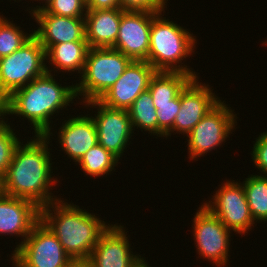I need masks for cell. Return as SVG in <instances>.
Here are the masks:
<instances>
[{
	"label": "cell",
	"mask_w": 267,
	"mask_h": 267,
	"mask_svg": "<svg viewBox=\"0 0 267 267\" xmlns=\"http://www.w3.org/2000/svg\"><path fill=\"white\" fill-rule=\"evenodd\" d=\"M35 137L25 145L20 142L16 147L8 170L0 179V192L29 200L41 209L59 199L48 192L56 183L51 179L49 139L45 135Z\"/></svg>",
	"instance_id": "6da1fadb"
},
{
	"label": "cell",
	"mask_w": 267,
	"mask_h": 267,
	"mask_svg": "<svg viewBox=\"0 0 267 267\" xmlns=\"http://www.w3.org/2000/svg\"><path fill=\"white\" fill-rule=\"evenodd\" d=\"M46 73L29 82L26 86L12 92L5 102L2 114L21 115L33 124L35 135L50 138L51 115L75 99V86H59L53 78L52 70L46 67Z\"/></svg>",
	"instance_id": "7a4b0ae2"
},
{
	"label": "cell",
	"mask_w": 267,
	"mask_h": 267,
	"mask_svg": "<svg viewBox=\"0 0 267 267\" xmlns=\"http://www.w3.org/2000/svg\"><path fill=\"white\" fill-rule=\"evenodd\" d=\"M40 220L56 235L73 262L88 261L99 238L109 228L94 214L62 200L42 207Z\"/></svg>",
	"instance_id": "3957f363"
},
{
	"label": "cell",
	"mask_w": 267,
	"mask_h": 267,
	"mask_svg": "<svg viewBox=\"0 0 267 267\" xmlns=\"http://www.w3.org/2000/svg\"><path fill=\"white\" fill-rule=\"evenodd\" d=\"M160 15L161 12L152 20L148 62L157 71L184 72L198 79L195 72L186 65H177L189 54L194 53L196 40L193 34Z\"/></svg>",
	"instance_id": "277c9868"
},
{
	"label": "cell",
	"mask_w": 267,
	"mask_h": 267,
	"mask_svg": "<svg viewBox=\"0 0 267 267\" xmlns=\"http://www.w3.org/2000/svg\"><path fill=\"white\" fill-rule=\"evenodd\" d=\"M132 60L110 48H89L81 81L75 85L76 96L83 95L84 103L99 100L122 76ZM83 93V94H82Z\"/></svg>",
	"instance_id": "5b68a950"
},
{
	"label": "cell",
	"mask_w": 267,
	"mask_h": 267,
	"mask_svg": "<svg viewBox=\"0 0 267 267\" xmlns=\"http://www.w3.org/2000/svg\"><path fill=\"white\" fill-rule=\"evenodd\" d=\"M45 49L32 35L18 50L0 58V92L7 98L15 90L44 75Z\"/></svg>",
	"instance_id": "8992f818"
},
{
	"label": "cell",
	"mask_w": 267,
	"mask_h": 267,
	"mask_svg": "<svg viewBox=\"0 0 267 267\" xmlns=\"http://www.w3.org/2000/svg\"><path fill=\"white\" fill-rule=\"evenodd\" d=\"M17 246L11 259L14 267H70L73 263L56 235L41 220Z\"/></svg>",
	"instance_id": "52a82bcc"
},
{
	"label": "cell",
	"mask_w": 267,
	"mask_h": 267,
	"mask_svg": "<svg viewBox=\"0 0 267 267\" xmlns=\"http://www.w3.org/2000/svg\"><path fill=\"white\" fill-rule=\"evenodd\" d=\"M236 115L220 101L187 134L192 160L222 144L235 128Z\"/></svg>",
	"instance_id": "ba28073f"
},
{
	"label": "cell",
	"mask_w": 267,
	"mask_h": 267,
	"mask_svg": "<svg viewBox=\"0 0 267 267\" xmlns=\"http://www.w3.org/2000/svg\"><path fill=\"white\" fill-rule=\"evenodd\" d=\"M213 201L204 203L203 206L215 215L229 230H233L241 235V233H247L248 229H251L254 220L251 216L242 184L235 181H226L216 191Z\"/></svg>",
	"instance_id": "9c48e42d"
},
{
	"label": "cell",
	"mask_w": 267,
	"mask_h": 267,
	"mask_svg": "<svg viewBox=\"0 0 267 267\" xmlns=\"http://www.w3.org/2000/svg\"><path fill=\"white\" fill-rule=\"evenodd\" d=\"M199 209L193 219V236L200 257L224 267L229 256L230 230L205 206Z\"/></svg>",
	"instance_id": "30bf717a"
},
{
	"label": "cell",
	"mask_w": 267,
	"mask_h": 267,
	"mask_svg": "<svg viewBox=\"0 0 267 267\" xmlns=\"http://www.w3.org/2000/svg\"><path fill=\"white\" fill-rule=\"evenodd\" d=\"M159 13L145 11H124L119 32L112 47L134 61H147L150 47L152 20Z\"/></svg>",
	"instance_id": "8fae6325"
},
{
	"label": "cell",
	"mask_w": 267,
	"mask_h": 267,
	"mask_svg": "<svg viewBox=\"0 0 267 267\" xmlns=\"http://www.w3.org/2000/svg\"><path fill=\"white\" fill-rule=\"evenodd\" d=\"M85 105L99 108L92 117L97 129L98 144L120 159L131 138L133 127L128 110L105 106L99 100L87 101Z\"/></svg>",
	"instance_id": "7c38bea8"
},
{
	"label": "cell",
	"mask_w": 267,
	"mask_h": 267,
	"mask_svg": "<svg viewBox=\"0 0 267 267\" xmlns=\"http://www.w3.org/2000/svg\"><path fill=\"white\" fill-rule=\"evenodd\" d=\"M156 72L149 62L132 60L99 101L110 108L128 110L135 99L149 88L150 80Z\"/></svg>",
	"instance_id": "4fadbf2b"
},
{
	"label": "cell",
	"mask_w": 267,
	"mask_h": 267,
	"mask_svg": "<svg viewBox=\"0 0 267 267\" xmlns=\"http://www.w3.org/2000/svg\"><path fill=\"white\" fill-rule=\"evenodd\" d=\"M128 240L123 226L109 225L87 262L92 267H141L145 260L131 254Z\"/></svg>",
	"instance_id": "5bb4252c"
},
{
	"label": "cell",
	"mask_w": 267,
	"mask_h": 267,
	"mask_svg": "<svg viewBox=\"0 0 267 267\" xmlns=\"http://www.w3.org/2000/svg\"><path fill=\"white\" fill-rule=\"evenodd\" d=\"M197 81L193 78L180 92V110L166 137L174 131L188 134L221 101L215 97L209 85L205 86Z\"/></svg>",
	"instance_id": "9a60e30c"
},
{
	"label": "cell",
	"mask_w": 267,
	"mask_h": 267,
	"mask_svg": "<svg viewBox=\"0 0 267 267\" xmlns=\"http://www.w3.org/2000/svg\"><path fill=\"white\" fill-rule=\"evenodd\" d=\"M32 16L40 26L33 35L44 49L64 42L87 41L85 18L58 16L44 8L36 10Z\"/></svg>",
	"instance_id": "2e32d148"
},
{
	"label": "cell",
	"mask_w": 267,
	"mask_h": 267,
	"mask_svg": "<svg viewBox=\"0 0 267 267\" xmlns=\"http://www.w3.org/2000/svg\"><path fill=\"white\" fill-rule=\"evenodd\" d=\"M40 220V208L33 202L0 192V233L22 236L24 240Z\"/></svg>",
	"instance_id": "e0dca14e"
},
{
	"label": "cell",
	"mask_w": 267,
	"mask_h": 267,
	"mask_svg": "<svg viewBox=\"0 0 267 267\" xmlns=\"http://www.w3.org/2000/svg\"><path fill=\"white\" fill-rule=\"evenodd\" d=\"M60 129L59 143L66 154L76 163L98 143L97 129L92 116L70 118Z\"/></svg>",
	"instance_id": "ac0fdd59"
},
{
	"label": "cell",
	"mask_w": 267,
	"mask_h": 267,
	"mask_svg": "<svg viewBox=\"0 0 267 267\" xmlns=\"http://www.w3.org/2000/svg\"><path fill=\"white\" fill-rule=\"evenodd\" d=\"M123 12L121 8L87 10L84 18L89 47L110 48L115 45Z\"/></svg>",
	"instance_id": "d6986e66"
},
{
	"label": "cell",
	"mask_w": 267,
	"mask_h": 267,
	"mask_svg": "<svg viewBox=\"0 0 267 267\" xmlns=\"http://www.w3.org/2000/svg\"><path fill=\"white\" fill-rule=\"evenodd\" d=\"M89 48L87 41L64 42L48 46L45 49V57L55 66L54 68L68 72L78 70L81 74Z\"/></svg>",
	"instance_id": "ffe728a7"
},
{
	"label": "cell",
	"mask_w": 267,
	"mask_h": 267,
	"mask_svg": "<svg viewBox=\"0 0 267 267\" xmlns=\"http://www.w3.org/2000/svg\"><path fill=\"white\" fill-rule=\"evenodd\" d=\"M193 79L184 72L157 71L151 78L149 88L154 104L169 103L176 98Z\"/></svg>",
	"instance_id": "44dd1931"
},
{
	"label": "cell",
	"mask_w": 267,
	"mask_h": 267,
	"mask_svg": "<svg viewBox=\"0 0 267 267\" xmlns=\"http://www.w3.org/2000/svg\"><path fill=\"white\" fill-rule=\"evenodd\" d=\"M133 130L137 126L158 136V119L150 91H143L128 109Z\"/></svg>",
	"instance_id": "7402d4cb"
},
{
	"label": "cell",
	"mask_w": 267,
	"mask_h": 267,
	"mask_svg": "<svg viewBox=\"0 0 267 267\" xmlns=\"http://www.w3.org/2000/svg\"><path fill=\"white\" fill-rule=\"evenodd\" d=\"M242 184L253 220L267 221V177L251 175Z\"/></svg>",
	"instance_id": "603a6c76"
},
{
	"label": "cell",
	"mask_w": 267,
	"mask_h": 267,
	"mask_svg": "<svg viewBox=\"0 0 267 267\" xmlns=\"http://www.w3.org/2000/svg\"><path fill=\"white\" fill-rule=\"evenodd\" d=\"M118 161L116 156L97 143L77 163L85 173L97 177L111 172Z\"/></svg>",
	"instance_id": "cb8c5ba5"
},
{
	"label": "cell",
	"mask_w": 267,
	"mask_h": 267,
	"mask_svg": "<svg viewBox=\"0 0 267 267\" xmlns=\"http://www.w3.org/2000/svg\"><path fill=\"white\" fill-rule=\"evenodd\" d=\"M23 32L11 21L0 16V58L18 50L33 35V32L29 36Z\"/></svg>",
	"instance_id": "d4e9b609"
},
{
	"label": "cell",
	"mask_w": 267,
	"mask_h": 267,
	"mask_svg": "<svg viewBox=\"0 0 267 267\" xmlns=\"http://www.w3.org/2000/svg\"><path fill=\"white\" fill-rule=\"evenodd\" d=\"M16 136L10 125L0 120V179L6 174L14 151L20 143Z\"/></svg>",
	"instance_id": "484cf974"
},
{
	"label": "cell",
	"mask_w": 267,
	"mask_h": 267,
	"mask_svg": "<svg viewBox=\"0 0 267 267\" xmlns=\"http://www.w3.org/2000/svg\"><path fill=\"white\" fill-rule=\"evenodd\" d=\"M37 7L31 10L32 13L38 9L44 8L50 14L64 17L84 18L82 16H85V13L87 12V4L84 0H51L47 6L43 5V7Z\"/></svg>",
	"instance_id": "4316f807"
},
{
	"label": "cell",
	"mask_w": 267,
	"mask_h": 267,
	"mask_svg": "<svg viewBox=\"0 0 267 267\" xmlns=\"http://www.w3.org/2000/svg\"><path fill=\"white\" fill-rule=\"evenodd\" d=\"M158 119V135L166 136V133L173 127L176 116L180 110V94L169 103L154 104Z\"/></svg>",
	"instance_id": "83f0119b"
},
{
	"label": "cell",
	"mask_w": 267,
	"mask_h": 267,
	"mask_svg": "<svg viewBox=\"0 0 267 267\" xmlns=\"http://www.w3.org/2000/svg\"><path fill=\"white\" fill-rule=\"evenodd\" d=\"M120 8L124 11H145L160 13L164 10L166 0H119Z\"/></svg>",
	"instance_id": "f1b7e54d"
},
{
	"label": "cell",
	"mask_w": 267,
	"mask_h": 267,
	"mask_svg": "<svg viewBox=\"0 0 267 267\" xmlns=\"http://www.w3.org/2000/svg\"><path fill=\"white\" fill-rule=\"evenodd\" d=\"M252 159L256 167L267 173V132L261 133L257 138L252 151Z\"/></svg>",
	"instance_id": "f546056e"
},
{
	"label": "cell",
	"mask_w": 267,
	"mask_h": 267,
	"mask_svg": "<svg viewBox=\"0 0 267 267\" xmlns=\"http://www.w3.org/2000/svg\"><path fill=\"white\" fill-rule=\"evenodd\" d=\"M120 8L119 0H90L87 10H106Z\"/></svg>",
	"instance_id": "4dcf8cb0"
},
{
	"label": "cell",
	"mask_w": 267,
	"mask_h": 267,
	"mask_svg": "<svg viewBox=\"0 0 267 267\" xmlns=\"http://www.w3.org/2000/svg\"><path fill=\"white\" fill-rule=\"evenodd\" d=\"M70 267H92L87 261L73 262Z\"/></svg>",
	"instance_id": "1f68e13d"
},
{
	"label": "cell",
	"mask_w": 267,
	"mask_h": 267,
	"mask_svg": "<svg viewBox=\"0 0 267 267\" xmlns=\"http://www.w3.org/2000/svg\"><path fill=\"white\" fill-rule=\"evenodd\" d=\"M6 98L0 92V109L3 111L5 107Z\"/></svg>",
	"instance_id": "d6a6232c"
},
{
	"label": "cell",
	"mask_w": 267,
	"mask_h": 267,
	"mask_svg": "<svg viewBox=\"0 0 267 267\" xmlns=\"http://www.w3.org/2000/svg\"><path fill=\"white\" fill-rule=\"evenodd\" d=\"M44 1H45V0H44ZM50 1H51V0H46V2H45L46 4H45V5L47 6L48 3H49Z\"/></svg>",
	"instance_id": "836d02e7"
},
{
	"label": "cell",
	"mask_w": 267,
	"mask_h": 267,
	"mask_svg": "<svg viewBox=\"0 0 267 267\" xmlns=\"http://www.w3.org/2000/svg\"><path fill=\"white\" fill-rule=\"evenodd\" d=\"M141 267H147V263L145 262Z\"/></svg>",
	"instance_id": "e575fe53"
},
{
	"label": "cell",
	"mask_w": 267,
	"mask_h": 267,
	"mask_svg": "<svg viewBox=\"0 0 267 267\" xmlns=\"http://www.w3.org/2000/svg\"><path fill=\"white\" fill-rule=\"evenodd\" d=\"M3 116V114H2V110L0 109V117H2Z\"/></svg>",
	"instance_id": "d590c367"
}]
</instances>
